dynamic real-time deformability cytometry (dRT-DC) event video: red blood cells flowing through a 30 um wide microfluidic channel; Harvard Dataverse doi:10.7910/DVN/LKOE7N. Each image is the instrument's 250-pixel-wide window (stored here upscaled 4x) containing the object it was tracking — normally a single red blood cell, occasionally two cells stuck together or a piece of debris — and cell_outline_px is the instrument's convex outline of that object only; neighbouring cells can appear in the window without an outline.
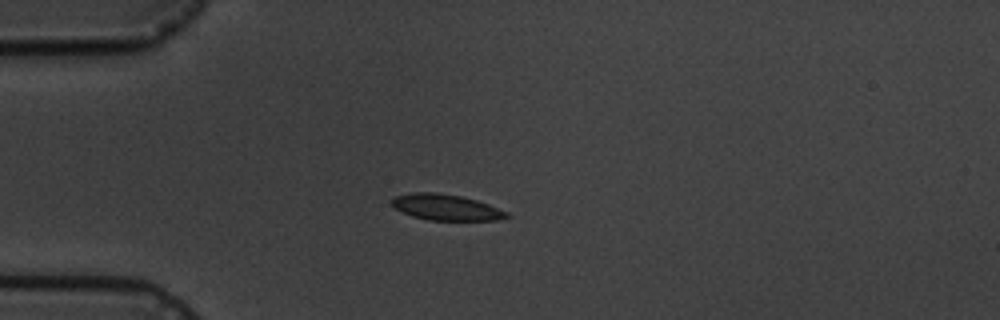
{"species": "common noctule bat (a hibernating species)", "species_latin": "Nyctalus noctula", "temperature_condition": "cold", "stored_images_in_passage": 5, "camera_frame_rate_fps": 3000, "um_per_image_px": 0.085, "animal": {"sex": "male", "body_mass_g": 19.5, "forearm_length_mm": 54.6}, "frame": {"image": 1, "passage_image": 4, "time_ms": 3.333, "image_size_px": [1000, 320], "cell_outline_px": [[512, 216], [496, 220], [428, 220], [412, 216], [396, 208], [388, 200], [396, 196], [412, 192], [440, 192], [460, 196], [476, 200], [488, 204], [508, 212]], "centroid_in_image_um": [37.91, 17.61], "position_along_channel_um": 47.1, "area_um2": 17.4}}